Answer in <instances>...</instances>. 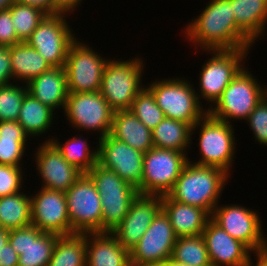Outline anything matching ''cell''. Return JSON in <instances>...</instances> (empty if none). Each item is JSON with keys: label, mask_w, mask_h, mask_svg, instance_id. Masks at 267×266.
I'll list each match as a JSON object with an SVG mask.
<instances>
[{"label": "cell", "mask_w": 267, "mask_h": 266, "mask_svg": "<svg viewBox=\"0 0 267 266\" xmlns=\"http://www.w3.org/2000/svg\"><path fill=\"white\" fill-rule=\"evenodd\" d=\"M86 233L61 235L47 266H86Z\"/></svg>", "instance_id": "obj_32"}, {"label": "cell", "mask_w": 267, "mask_h": 266, "mask_svg": "<svg viewBox=\"0 0 267 266\" xmlns=\"http://www.w3.org/2000/svg\"><path fill=\"white\" fill-rule=\"evenodd\" d=\"M98 53L78 39L70 46L64 65L70 93L100 90L102 73L108 58H103Z\"/></svg>", "instance_id": "obj_14"}, {"label": "cell", "mask_w": 267, "mask_h": 266, "mask_svg": "<svg viewBox=\"0 0 267 266\" xmlns=\"http://www.w3.org/2000/svg\"><path fill=\"white\" fill-rule=\"evenodd\" d=\"M16 0H0V10L8 9L9 6Z\"/></svg>", "instance_id": "obj_48"}, {"label": "cell", "mask_w": 267, "mask_h": 266, "mask_svg": "<svg viewBox=\"0 0 267 266\" xmlns=\"http://www.w3.org/2000/svg\"><path fill=\"white\" fill-rule=\"evenodd\" d=\"M54 112L49 106L41 103L30 93L26 92L21 104L18 123L23 127L25 133L35 138L47 133L52 127Z\"/></svg>", "instance_id": "obj_28"}, {"label": "cell", "mask_w": 267, "mask_h": 266, "mask_svg": "<svg viewBox=\"0 0 267 266\" xmlns=\"http://www.w3.org/2000/svg\"><path fill=\"white\" fill-rule=\"evenodd\" d=\"M161 209L169 218L177 237L202 235L211 219L204 209L177 202L169 195L161 196Z\"/></svg>", "instance_id": "obj_22"}, {"label": "cell", "mask_w": 267, "mask_h": 266, "mask_svg": "<svg viewBox=\"0 0 267 266\" xmlns=\"http://www.w3.org/2000/svg\"><path fill=\"white\" fill-rule=\"evenodd\" d=\"M20 42L13 26L10 10H0V45L13 46Z\"/></svg>", "instance_id": "obj_40"}, {"label": "cell", "mask_w": 267, "mask_h": 266, "mask_svg": "<svg viewBox=\"0 0 267 266\" xmlns=\"http://www.w3.org/2000/svg\"><path fill=\"white\" fill-rule=\"evenodd\" d=\"M23 4L35 7L46 13L52 15L62 12L54 3V0H16Z\"/></svg>", "instance_id": "obj_42"}, {"label": "cell", "mask_w": 267, "mask_h": 266, "mask_svg": "<svg viewBox=\"0 0 267 266\" xmlns=\"http://www.w3.org/2000/svg\"><path fill=\"white\" fill-rule=\"evenodd\" d=\"M64 114L71 127L83 131L100 132L99 139L110 134L114 110L101 93H70Z\"/></svg>", "instance_id": "obj_12"}, {"label": "cell", "mask_w": 267, "mask_h": 266, "mask_svg": "<svg viewBox=\"0 0 267 266\" xmlns=\"http://www.w3.org/2000/svg\"><path fill=\"white\" fill-rule=\"evenodd\" d=\"M146 87L154 95L165 117L186 122L193 127L208 112L200 104L195 86L185 78L156 79Z\"/></svg>", "instance_id": "obj_7"}, {"label": "cell", "mask_w": 267, "mask_h": 266, "mask_svg": "<svg viewBox=\"0 0 267 266\" xmlns=\"http://www.w3.org/2000/svg\"><path fill=\"white\" fill-rule=\"evenodd\" d=\"M46 142H51L62 154L63 158L83 174H87L98 163V147L91 150L87 139L84 140L83 137L72 136L63 144L55 137H51L46 139Z\"/></svg>", "instance_id": "obj_33"}, {"label": "cell", "mask_w": 267, "mask_h": 266, "mask_svg": "<svg viewBox=\"0 0 267 266\" xmlns=\"http://www.w3.org/2000/svg\"><path fill=\"white\" fill-rule=\"evenodd\" d=\"M159 266H189L187 264L175 261L173 258H168L162 262Z\"/></svg>", "instance_id": "obj_47"}, {"label": "cell", "mask_w": 267, "mask_h": 266, "mask_svg": "<svg viewBox=\"0 0 267 266\" xmlns=\"http://www.w3.org/2000/svg\"><path fill=\"white\" fill-rule=\"evenodd\" d=\"M184 29L186 40L198 49H251L254 43L236 26L231 0H211Z\"/></svg>", "instance_id": "obj_1"}, {"label": "cell", "mask_w": 267, "mask_h": 266, "mask_svg": "<svg viewBox=\"0 0 267 266\" xmlns=\"http://www.w3.org/2000/svg\"><path fill=\"white\" fill-rule=\"evenodd\" d=\"M9 230L0 227V251L1 248L8 242Z\"/></svg>", "instance_id": "obj_46"}, {"label": "cell", "mask_w": 267, "mask_h": 266, "mask_svg": "<svg viewBox=\"0 0 267 266\" xmlns=\"http://www.w3.org/2000/svg\"><path fill=\"white\" fill-rule=\"evenodd\" d=\"M65 194L72 230L75 233L101 232V200L92 179L82 174Z\"/></svg>", "instance_id": "obj_13"}, {"label": "cell", "mask_w": 267, "mask_h": 266, "mask_svg": "<svg viewBox=\"0 0 267 266\" xmlns=\"http://www.w3.org/2000/svg\"><path fill=\"white\" fill-rule=\"evenodd\" d=\"M229 175L218 167L188 161L168 195L177 202L204 209L211 216L229 182Z\"/></svg>", "instance_id": "obj_2"}, {"label": "cell", "mask_w": 267, "mask_h": 266, "mask_svg": "<svg viewBox=\"0 0 267 266\" xmlns=\"http://www.w3.org/2000/svg\"><path fill=\"white\" fill-rule=\"evenodd\" d=\"M253 256H257L256 258V264L255 262H252V258L249 260V263L247 266H267V252L266 253H261V254H255Z\"/></svg>", "instance_id": "obj_45"}, {"label": "cell", "mask_w": 267, "mask_h": 266, "mask_svg": "<svg viewBox=\"0 0 267 266\" xmlns=\"http://www.w3.org/2000/svg\"><path fill=\"white\" fill-rule=\"evenodd\" d=\"M109 135L143 153L154 147L152 131L130 110L114 111Z\"/></svg>", "instance_id": "obj_25"}, {"label": "cell", "mask_w": 267, "mask_h": 266, "mask_svg": "<svg viewBox=\"0 0 267 266\" xmlns=\"http://www.w3.org/2000/svg\"><path fill=\"white\" fill-rule=\"evenodd\" d=\"M86 266H131L129 250L109 232L86 233Z\"/></svg>", "instance_id": "obj_23"}, {"label": "cell", "mask_w": 267, "mask_h": 266, "mask_svg": "<svg viewBox=\"0 0 267 266\" xmlns=\"http://www.w3.org/2000/svg\"><path fill=\"white\" fill-rule=\"evenodd\" d=\"M8 9L11 12L17 38L21 42H26L31 37L32 32L47 15L38 8L18 1L13 2Z\"/></svg>", "instance_id": "obj_35"}, {"label": "cell", "mask_w": 267, "mask_h": 266, "mask_svg": "<svg viewBox=\"0 0 267 266\" xmlns=\"http://www.w3.org/2000/svg\"><path fill=\"white\" fill-rule=\"evenodd\" d=\"M212 266H247L253 253L211 219L202 233Z\"/></svg>", "instance_id": "obj_21"}, {"label": "cell", "mask_w": 267, "mask_h": 266, "mask_svg": "<svg viewBox=\"0 0 267 266\" xmlns=\"http://www.w3.org/2000/svg\"><path fill=\"white\" fill-rule=\"evenodd\" d=\"M177 236L161 209L138 243L129 251L131 266H159L172 255Z\"/></svg>", "instance_id": "obj_15"}, {"label": "cell", "mask_w": 267, "mask_h": 266, "mask_svg": "<svg viewBox=\"0 0 267 266\" xmlns=\"http://www.w3.org/2000/svg\"><path fill=\"white\" fill-rule=\"evenodd\" d=\"M199 126V127H198ZM230 123L212 117L208 112L192 127L191 135L199 129L198 146L201 166L218 167L230 174L235 155V129Z\"/></svg>", "instance_id": "obj_4"}, {"label": "cell", "mask_w": 267, "mask_h": 266, "mask_svg": "<svg viewBox=\"0 0 267 266\" xmlns=\"http://www.w3.org/2000/svg\"><path fill=\"white\" fill-rule=\"evenodd\" d=\"M236 26L255 44L267 26V0H231Z\"/></svg>", "instance_id": "obj_26"}, {"label": "cell", "mask_w": 267, "mask_h": 266, "mask_svg": "<svg viewBox=\"0 0 267 266\" xmlns=\"http://www.w3.org/2000/svg\"><path fill=\"white\" fill-rule=\"evenodd\" d=\"M160 210L161 196L138 194L131 202L128 214L110 233L130 251L142 238Z\"/></svg>", "instance_id": "obj_18"}, {"label": "cell", "mask_w": 267, "mask_h": 266, "mask_svg": "<svg viewBox=\"0 0 267 266\" xmlns=\"http://www.w3.org/2000/svg\"><path fill=\"white\" fill-rule=\"evenodd\" d=\"M10 46L0 45V86L12 83Z\"/></svg>", "instance_id": "obj_41"}, {"label": "cell", "mask_w": 267, "mask_h": 266, "mask_svg": "<svg viewBox=\"0 0 267 266\" xmlns=\"http://www.w3.org/2000/svg\"><path fill=\"white\" fill-rule=\"evenodd\" d=\"M23 171L22 167L0 164V197L22 191Z\"/></svg>", "instance_id": "obj_39"}, {"label": "cell", "mask_w": 267, "mask_h": 266, "mask_svg": "<svg viewBox=\"0 0 267 266\" xmlns=\"http://www.w3.org/2000/svg\"><path fill=\"white\" fill-rule=\"evenodd\" d=\"M83 0H54L55 5L66 13H72Z\"/></svg>", "instance_id": "obj_44"}, {"label": "cell", "mask_w": 267, "mask_h": 266, "mask_svg": "<svg viewBox=\"0 0 267 266\" xmlns=\"http://www.w3.org/2000/svg\"><path fill=\"white\" fill-rule=\"evenodd\" d=\"M32 225L31 196L19 191L0 197V227L11 230Z\"/></svg>", "instance_id": "obj_31"}, {"label": "cell", "mask_w": 267, "mask_h": 266, "mask_svg": "<svg viewBox=\"0 0 267 266\" xmlns=\"http://www.w3.org/2000/svg\"><path fill=\"white\" fill-rule=\"evenodd\" d=\"M32 225L42 232L70 235L71 228L66 194L42 188L31 196Z\"/></svg>", "instance_id": "obj_17"}, {"label": "cell", "mask_w": 267, "mask_h": 266, "mask_svg": "<svg viewBox=\"0 0 267 266\" xmlns=\"http://www.w3.org/2000/svg\"><path fill=\"white\" fill-rule=\"evenodd\" d=\"M10 63L13 82L22 81L23 85L51 68L50 64L27 42L10 46Z\"/></svg>", "instance_id": "obj_27"}, {"label": "cell", "mask_w": 267, "mask_h": 266, "mask_svg": "<svg viewBox=\"0 0 267 266\" xmlns=\"http://www.w3.org/2000/svg\"><path fill=\"white\" fill-rule=\"evenodd\" d=\"M34 156L42 188L66 192L83 174L64 159L51 142L39 145Z\"/></svg>", "instance_id": "obj_20"}, {"label": "cell", "mask_w": 267, "mask_h": 266, "mask_svg": "<svg viewBox=\"0 0 267 266\" xmlns=\"http://www.w3.org/2000/svg\"><path fill=\"white\" fill-rule=\"evenodd\" d=\"M249 50H205L213 55L202 65L198 85L200 90L198 89L196 94L201 105V98L211 103L207 111L220 99L224 89L244 67Z\"/></svg>", "instance_id": "obj_8"}, {"label": "cell", "mask_w": 267, "mask_h": 266, "mask_svg": "<svg viewBox=\"0 0 267 266\" xmlns=\"http://www.w3.org/2000/svg\"><path fill=\"white\" fill-rule=\"evenodd\" d=\"M26 92V84L21 86L13 82L0 86V121H18Z\"/></svg>", "instance_id": "obj_37"}, {"label": "cell", "mask_w": 267, "mask_h": 266, "mask_svg": "<svg viewBox=\"0 0 267 266\" xmlns=\"http://www.w3.org/2000/svg\"><path fill=\"white\" fill-rule=\"evenodd\" d=\"M27 92L54 111L65 108L68 98L66 71L64 67H51L27 84Z\"/></svg>", "instance_id": "obj_24"}, {"label": "cell", "mask_w": 267, "mask_h": 266, "mask_svg": "<svg viewBox=\"0 0 267 266\" xmlns=\"http://www.w3.org/2000/svg\"><path fill=\"white\" fill-rule=\"evenodd\" d=\"M171 258L189 266H212L202 235L177 237Z\"/></svg>", "instance_id": "obj_34"}, {"label": "cell", "mask_w": 267, "mask_h": 266, "mask_svg": "<svg viewBox=\"0 0 267 266\" xmlns=\"http://www.w3.org/2000/svg\"><path fill=\"white\" fill-rule=\"evenodd\" d=\"M257 211L239 204L216 205L211 220L230 236L245 244L253 254L267 252V237Z\"/></svg>", "instance_id": "obj_10"}, {"label": "cell", "mask_w": 267, "mask_h": 266, "mask_svg": "<svg viewBox=\"0 0 267 266\" xmlns=\"http://www.w3.org/2000/svg\"><path fill=\"white\" fill-rule=\"evenodd\" d=\"M68 14L46 15L26 41L51 67H64L69 48L77 40L68 25Z\"/></svg>", "instance_id": "obj_11"}, {"label": "cell", "mask_w": 267, "mask_h": 266, "mask_svg": "<svg viewBox=\"0 0 267 266\" xmlns=\"http://www.w3.org/2000/svg\"><path fill=\"white\" fill-rule=\"evenodd\" d=\"M183 152L153 147L144 153L143 182L139 194L165 196L173 189L188 162Z\"/></svg>", "instance_id": "obj_9"}, {"label": "cell", "mask_w": 267, "mask_h": 266, "mask_svg": "<svg viewBox=\"0 0 267 266\" xmlns=\"http://www.w3.org/2000/svg\"><path fill=\"white\" fill-rule=\"evenodd\" d=\"M192 126L186 122L165 117L152 131L153 146L183 152L187 155L192 144Z\"/></svg>", "instance_id": "obj_29"}, {"label": "cell", "mask_w": 267, "mask_h": 266, "mask_svg": "<svg viewBox=\"0 0 267 266\" xmlns=\"http://www.w3.org/2000/svg\"><path fill=\"white\" fill-rule=\"evenodd\" d=\"M19 255L7 242L0 251V266H18Z\"/></svg>", "instance_id": "obj_43"}, {"label": "cell", "mask_w": 267, "mask_h": 266, "mask_svg": "<svg viewBox=\"0 0 267 266\" xmlns=\"http://www.w3.org/2000/svg\"><path fill=\"white\" fill-rule=\"evenodd\" d=\"M143 61L136 56L126 61L111 58L107 61L99 92L114 111L129 110L133 100L145 87L141 83L145 68Z\"/></svg>", "instance_id": "obj_3"}, {"label": "cell", "mask_w": 267, "mask_h": 266, "mask_svg": "<svg viewBox=\"0 0 267 266\" xmlns=\"http://www.w3.org/2000/svg\"><path fill=\"white\" fill-rule=\"evenodd\" d=\"M266 94L267 85L261 86L245 66L224 89L222 96L208 110V113L212 117L230 124L234 120L246 121Z\"/></svg>", "instance_id": "obj_6"}, {"label": "cell", "mask_w": 267, "mask_h": 266, "mask_svg": "<svg viewBox=\"0 0 267 266\" xmlns=\"http://www.w3.org/2000/svg\"><path fill=\"white\" fill-rule=\"evenodd\" d=\"M246 121L253 131L255 140L260 145L267 146V94L256 105Z\"/></svg>", "instance_id": "obj_38"}, {"label": "cell", "mask_w": 267, "mask_h": 266, "mask_svg": "<svg viewBox=\"0 0 267 266\" xmlns=\"http://www.w3.org/2000/svg\"><path fill=\"white\" fill-rule=\"evenodd\" d=\"M129 110L150 130L165 118L162 109L156 104L154 95L146 86L133 100Z\"/></svg>", "instance_id": "obj_36"}, {"label": "cell", "mask_w": 267, "mask_h": 266, "mask_svg": "<svg viewBox=\"0 0 267 266\" xmlns=\"http://www.w3.org/2000/svg\"><path fill=\"white\" fill-rule=\"evenodd\" d=\"M87 175L92 179L100 195L102 206L101 232H112L128 214L131 202L139 194L131 184L114 171L98 163Z\"/></svg>", "instance_id": "obj_5"}, {"label": "cell", "mask_w": 267, "mask_h": 266, "mask_svg": "<svg viewBox=\"0 0 267 266\" xmlns=\"http://www.w3.org/2000/svg\"><path fill=\"white\" fill-rule=\"evenodd\" d=\"M28 137L17 121H0V164L22 167Z\"/></svg>", "instance_id": "obj_30"}, {"label": "cell", "mask_w": 267, "mask_h": 266, "mask_svg": "<svg viewBox=\"0 0 267 266\" xmlns=\"http://www.w3.org/2000/svg\"><path fill=\"white\" fill-rule=\"evenodd\" d=\"M97 143L98 164L138 189L143 182L144 153L109 134Z\"/></svg>", "instance_id": "obj_16"}, {"label": "cell", "mask_w": 267, "mask_h": 266, "mask_svg": "<svg viewBox=\"0 0 267 266\" xmlns=\"http://www.w3.org/2000/svg\"><path fill=\"white\" fill-rule=\"evenodd\" d=\"M59 236L30 225L9 230L8 242L19 255L18 266H47Z\"/></svg>", "instance_id": "obj_19"}]
</instances>
